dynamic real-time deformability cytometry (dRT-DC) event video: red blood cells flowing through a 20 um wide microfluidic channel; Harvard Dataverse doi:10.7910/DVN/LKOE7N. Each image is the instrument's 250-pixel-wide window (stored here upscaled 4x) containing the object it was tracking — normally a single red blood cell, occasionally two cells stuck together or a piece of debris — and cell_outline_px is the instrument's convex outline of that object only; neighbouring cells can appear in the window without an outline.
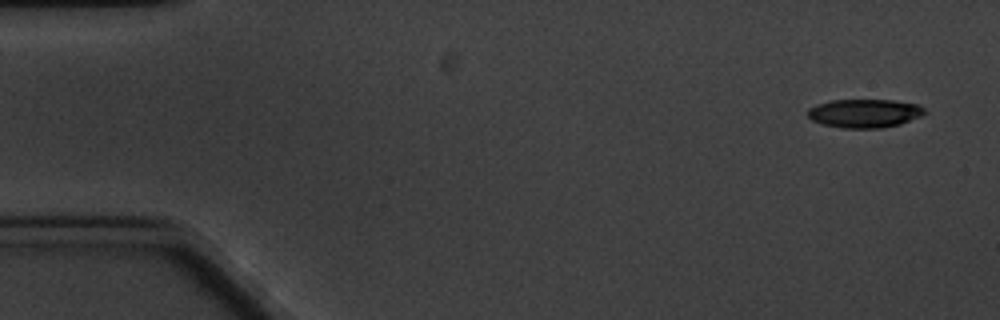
{"species": "common noctule bat (a hibernating species)", "species_latin": "Nyctalus noctula", "temperature_condition": "cold", "stored_images_in_passage": 6, "segment_of_instrument_passage": [1, 2], "camera_frame_rate_fps": 3000, "um_per_image_px": 0.085, "animal": {"sex": "male", "body_mass_g": 20.1, "forearm_length_mm": 53.5}, "frame": {"image": 1, "passage_image": 1, "time_ms": 0.0, "image_size_px": [1000, 320], "cell_outline_px": [[928, 112], [920, 116], [900, 124], [880, 128], [844, 128], [824, 124], [812, 120], [808, 116], [808, 108], [816, 104], [832, 100], [892, 100], [916, 104], [924, 108]], "centroid_in_image_um": [73.48, 9.62], "position_along_channel_um": 11.5, "area_um2": 19.36}}